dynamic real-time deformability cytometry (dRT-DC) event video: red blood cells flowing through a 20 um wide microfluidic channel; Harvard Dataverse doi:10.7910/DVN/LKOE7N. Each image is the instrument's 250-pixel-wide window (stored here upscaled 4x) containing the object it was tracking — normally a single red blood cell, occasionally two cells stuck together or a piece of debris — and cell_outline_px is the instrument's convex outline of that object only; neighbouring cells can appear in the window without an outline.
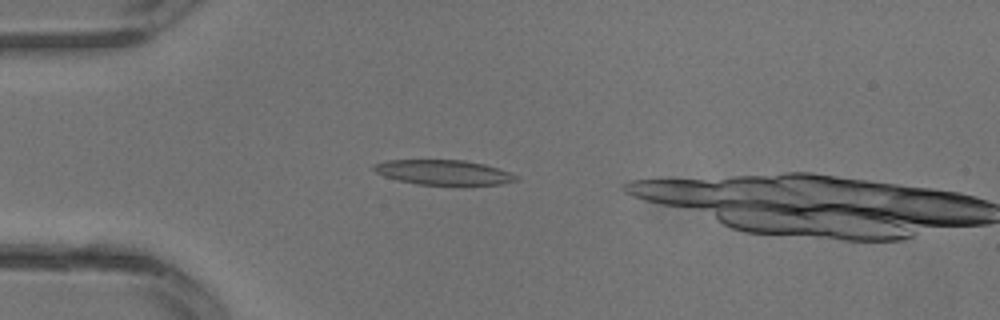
{"species": "common noctule bat (a hibernating species)", "species_latin": "Nyctalus noctula", "temperature_condition": "warm", "stored_images_in_passage": 5, "camera_frame_rate_fps": 3000, "um_per_image_px": 0.085, "animal": {"sex": "male", "body_mass_g": 13.3}, "frame": {"image": 1, "passage_image": 4, "time_ms": 1.0, "image_size_px": [1000, 320], "cell_outline_px": [[520, 180], [500, 184], [416, 184], [396, 180], [384, 176], [376, 172], [372, 168], [372, 164], [388, 160], [464, 160], [484, 164], [520, 176]], "centroid_in_image_um": [37.67, 14.64], "position_along_channel_um": 47.3, "area_um2": 20.46}}